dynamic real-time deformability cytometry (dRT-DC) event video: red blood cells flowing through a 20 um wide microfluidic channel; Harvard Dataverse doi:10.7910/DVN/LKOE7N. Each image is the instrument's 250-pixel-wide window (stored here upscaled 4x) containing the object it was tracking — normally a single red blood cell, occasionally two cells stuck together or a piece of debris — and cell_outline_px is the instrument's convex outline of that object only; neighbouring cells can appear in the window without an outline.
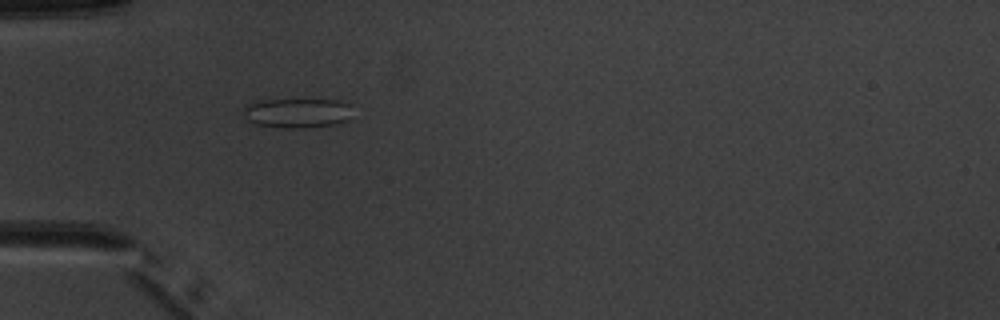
{"species": "common noctule bat (a hibernating species)", "species_latin": "Nyctalus noctula", "temperature_condition": "warm", "stored_images_in_passage": 8, "camera_frame_rate_fps": 3000, "um_per_image_px": 0.085, "animal": {"sex": "male", "body_mass_g": 20.1, "forearm_length_mm": 53.5}, "frame": {"image": 1, "passage_image": 4, "time_ms": 4.333, "image_size_px": [1000, 320], "cell_outline_px": [[348, 120], [336, 124], [304, 128], [284, 128], [256, 124], [248, 120], [244, 116], [244, 108], [248, 104], [256, 100], [336, 100], [348, 104]], "centroid_in_image_um": [25.21, 9.61], "position_along_channel_um": 59.8, "area_um2": 18.55}}
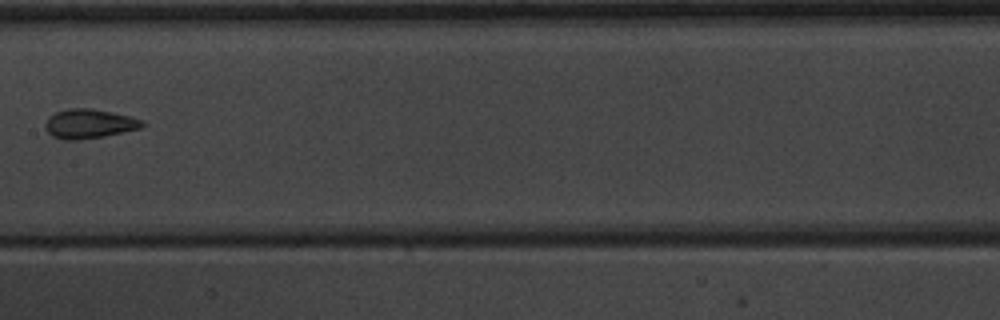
{"frame": {"image": 2, "passage_image": 7, "time_ms": 8.0, "image_size_px": [1000, 320], "cell_outline_px": [[148, 124], [140, 128], [124, 132], [104, 136], [76, 140], [64, 140], [52, 136], [48, 132], [44, 124], [48, 116], [56, 112], [72, 108], [88, 108], [112, 112], [144, 120]], "centroid_in_image_um": [7.59, 10.52], "position_along_channel_um": 199.8, "area_um2": 16.59}}
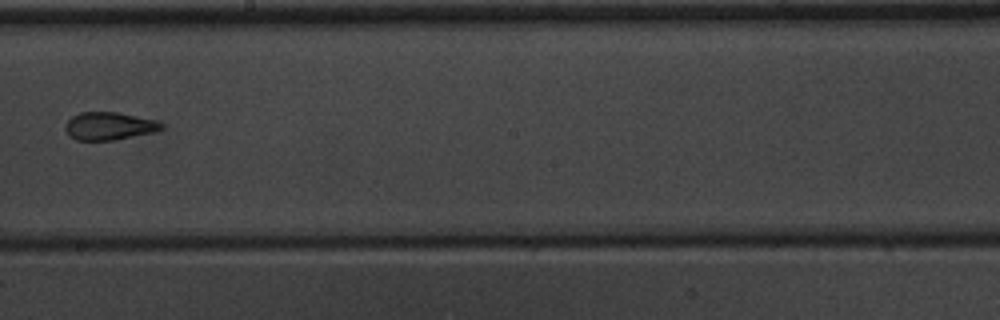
{"frame": {"image": 3, "passage_image": 8, "time_ms": 9.0, "image_size_px": [1000, 320], "cell_outline_px": [[164, 128], [152, 132], [116, 140], [76, 140], [68, 136], [64, 128], [64, 124], [72, 116], [80, 112], [120, 112], [156, 120], [164, 124]], "centroid_in_image_um": [9.25, 10.71], "position_along_channel_um": 238.9, "area_um2": 15.78}}